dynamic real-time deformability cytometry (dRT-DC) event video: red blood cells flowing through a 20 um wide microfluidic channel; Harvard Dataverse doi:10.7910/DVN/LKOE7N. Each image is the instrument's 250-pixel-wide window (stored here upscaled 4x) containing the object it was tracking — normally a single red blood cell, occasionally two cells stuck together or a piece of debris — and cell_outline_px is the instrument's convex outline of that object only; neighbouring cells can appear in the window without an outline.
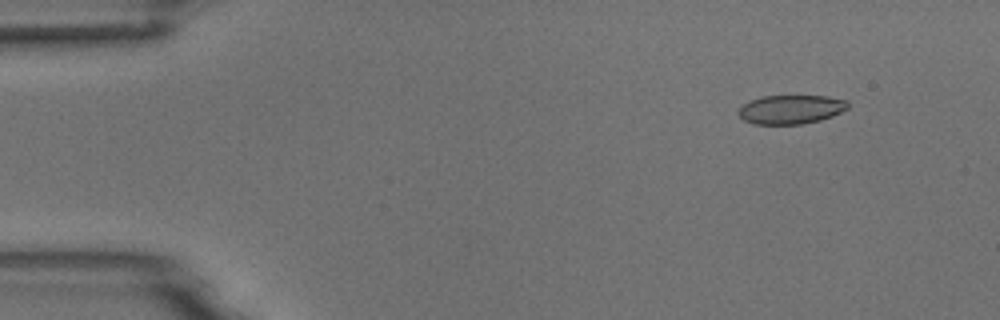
{"species": "common noctule bat (a hibernating species)", "species_latin": "Nyctalus noctula", "temperature_condition": "room temperature", "stored_images_in_passage": 4, "camera_frame_rate_fps": 3000, "um_per_image_px": 0.085, "animal": {"sex": "male", "body_mass_g": 18.8}, "frame": {"image": 1, "passage_image": 2, "time_ms": 0.333, "image_size_px": [1000, 320], "cell_outline_px": [[848, 108], [832, 116], [820, 120], [800, 124], [752, 124], [744, 120], [736, 112], [748, 100], [760, 96], [828, 96], [848, 100]], "centroid_in_image_um": [67.2, 9.29], "position_along_channel_um": 17.8, "area_um2": 18.55}}
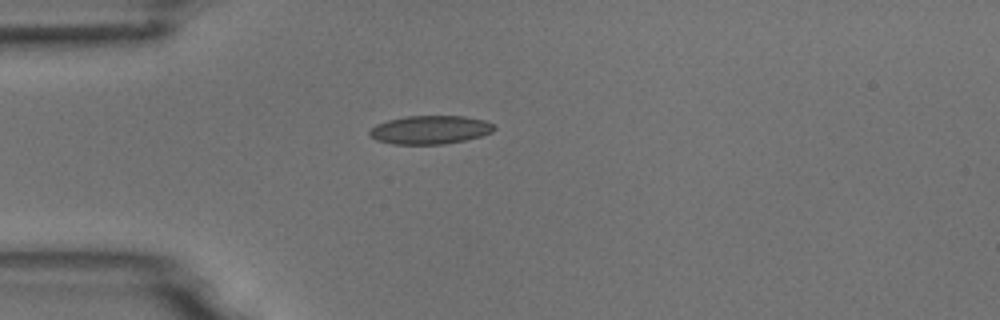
{"frame": {"image": 2, "passage_image": 4, "time_ms": 1.0, "image_size_px": [1000, 320], "cell_outline_px": [[496, 128], [492, 132], [480, 136], [464, 140], [444, 144], [392, 144], [376, 140], [368, 132], [376, 124], [388, 120], [408, 116], [464, 116], [484, 120], [492, 124]], "centroid_in_image_um": [36.56, 11.03], "position_along_channel_um": 48.4, "area_um2": 20.52}}